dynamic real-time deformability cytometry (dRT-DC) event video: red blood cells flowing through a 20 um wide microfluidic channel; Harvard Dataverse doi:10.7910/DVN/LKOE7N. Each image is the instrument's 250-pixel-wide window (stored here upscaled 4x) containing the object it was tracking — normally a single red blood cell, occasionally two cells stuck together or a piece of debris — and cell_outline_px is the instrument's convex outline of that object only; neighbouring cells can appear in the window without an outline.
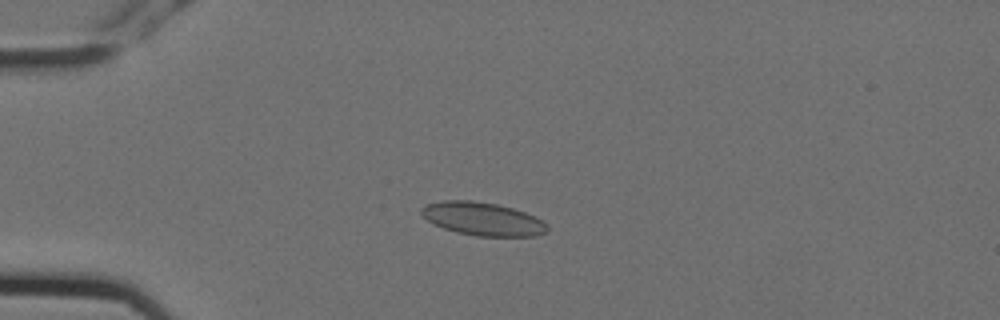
{"species": "Egyptian fruit bat (a non-hibernating species)", "species_latin": "Rousettus aegyptiacus", "temperature_condition": "cold", "stored_images_in_passage": 7, "camera_frame_rate_fps": 3000, "um_per_image_px": 0.085, "animal": {"sex": "female"}, "frame": {"image": 1, "passage_image": 3, "time_ms": 0.667, "image_size_px": [1000, 320], "cell_outline_px": [[548, 232], [536, 236], [476, 236], [456, 232], [432, 224], [420, 212], [420, 208], [424, 204], [444, 200], [472, 200], [496, 204], [512, 208], [536, 216], [548, 224]], "centroid_in_image_um": [41.03, 18.6], "position_along_channel_um": 44.0, "area_um2": 24.57}}
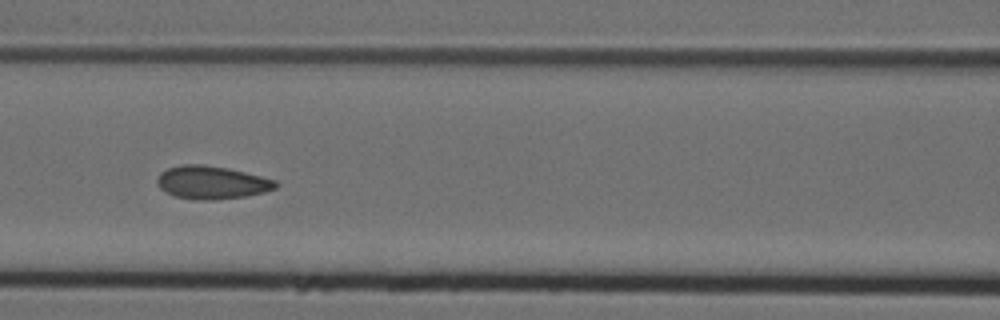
{"frame": {"image": 2, "passage_image": 6, "time_ms": 1.667, "image_size_px": [1000, 320], "cell_outline_px": [[280, 184], [276, 188], [264, 192], [244, 196], [212, 200], [196, 200], [176, 196], [160, 188], [156, 184], [156, 180], [160, 172], [168, 168], [180, 164], [204, 164], [228, 168], [276, 180]], "centroid_in_image_um": [17.99, 15.5], "position_along_channel_um": 148.6, "area_um2": 22.83}}
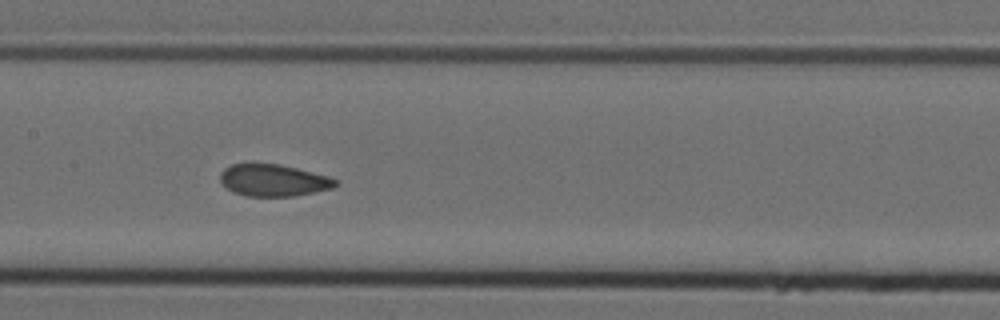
{"frame": {"image": 3, "passage_image": 7, "time_ms": 2.0, "image_size_px": [1000, 320], "cell_outline_px": [[340, 184], [332, 188], [296, 196], [244, 196], [232, 192], [220, 180], [220, 172], [224, 168], [232, 164], [252, 160], [280, 164], [328, 176], [336, 180]], "centroid_in_image_um": [23.19, 15.28], "position_along_channel_um": 184.2, "area_um2": 22.08}}